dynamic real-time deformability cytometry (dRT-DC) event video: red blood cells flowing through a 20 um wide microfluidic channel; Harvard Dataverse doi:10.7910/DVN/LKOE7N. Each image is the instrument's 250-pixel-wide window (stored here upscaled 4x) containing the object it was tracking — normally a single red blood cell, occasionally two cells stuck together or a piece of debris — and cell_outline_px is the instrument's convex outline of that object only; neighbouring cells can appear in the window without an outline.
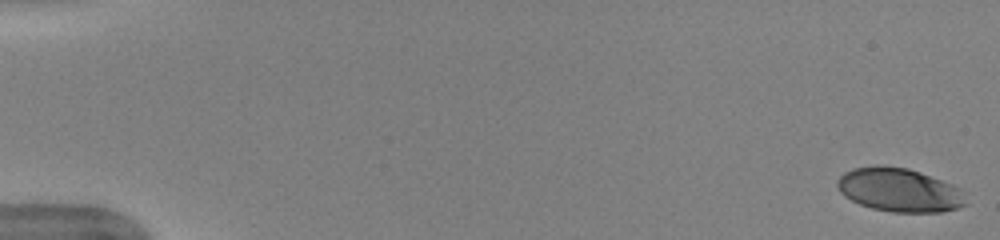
{"species": "human", "species_latin": "Homo sapiens", "temperature_condition": "warm", "stored_images_in_passage": 51, "camera_frame_rate_fps": 3000, "um_per_image_px": 0.085, "donor": {"sex": "female"}, "frame": {"image": 1, "passage_image": 1, "time_ms": 0.0, "image_size_px": [1000, 240], "cell_outline_px": [[968, 204], [956, 208], [940, 212], [892, 212], [872, 208], [860, 204], [844, 196], [840, 192], [836, 184], [836, 180], [844, 172], [852, 168], [876, 164], [880, 164], [908, 168], [920, 172], [952, 184], [960, 188]], "centroid_in_image_um": [76.41, 16.13], "position_along_channel_um": 8.6, "area_um2": 32.95}}
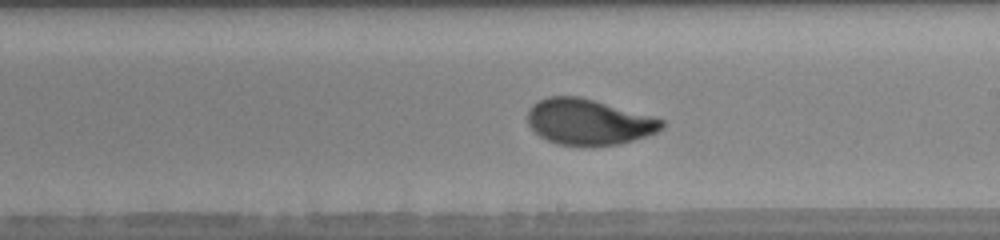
{"frame": {"image": 2, "passage_image": 31, "time_ms": 10.0, "image_size_px": [1000, 240], "cell_outline_px": [[664, 124], [656, 132], [648, 136], [620, 144], [592, 148], [584, 148], [556, 144], [540, 136], [528, 124], [528, 108], [532, 104], [548, 96], [580, 96], [652, 116], [664, 120]], "centroid_in_image_um": [50.02, 10.4], "position_along_channel_um": 239.0, "area_um2": 36.36}}
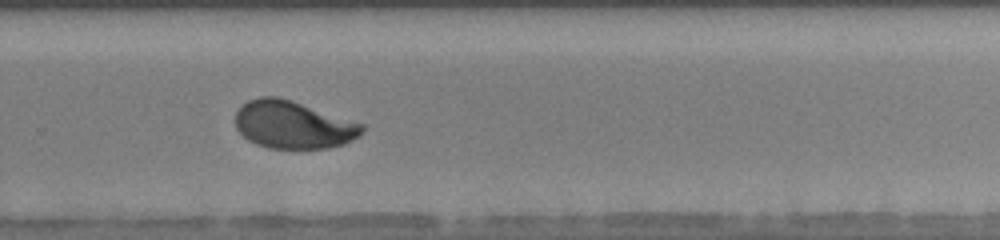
{"frame": {"image": 3, "passage_image": 36, "time_ms": 11.667, "image_size_px": [1000, 240], "cell_outline_px": [[364, 132], [360, 136], [344, 144], [328, 148], [268, 148], [256, 144], [248, 140], [236, 128], [236, 112], [248, 100], [260, 96], [276, 96], [364, 124]], "centroid_in_image_um": [24.92, 10.62], "position_along_channel_um": 304.9, "area_um2": 34.85}, "authors_computed_cell_mechanics": {"area_um2": 35.1424, "velocity_mm_per_s": 3.9802, "shape_relaxation_time_tau1_ms": 3.1869, "shape_relaxation_time_tau2_ms": 0.784, "deformation_change_tau1": 0.1716, "deformation_change_tau2": 0.0572}}